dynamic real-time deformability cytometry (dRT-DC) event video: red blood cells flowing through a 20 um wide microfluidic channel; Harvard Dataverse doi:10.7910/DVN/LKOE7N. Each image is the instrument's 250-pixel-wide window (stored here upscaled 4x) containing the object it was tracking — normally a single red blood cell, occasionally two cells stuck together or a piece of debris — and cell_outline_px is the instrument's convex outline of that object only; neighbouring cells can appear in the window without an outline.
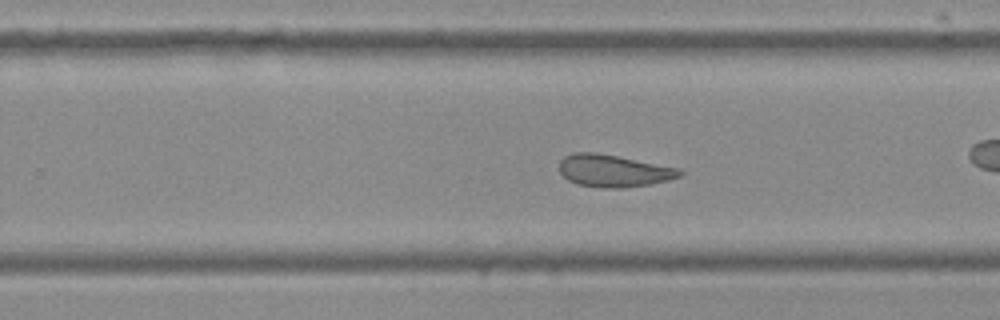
{"species": "Egyptian fruit bat (a non-hibernating species)", "species_latin": "Rousettus aegyptiacus", "temperature_condition": "cold", "stored_images_in_passage": 53, "camera_frame_rate_fps": 3000, "um_per_image_px": 0.085, "frame": {"image": 1, "passage_image": 31, "time_ms": 10.0, "image_size_px": [1000, 320], "cell_outline_px": [[684, 172], [680, 176], [668, 180], [652, 184], [620, 188], [608, 188], [576, 184], [568, 180], [560, 172], [560, 160], [564, 156], [572, 152], [596, 152], [680, 168]], "centroid_in_image_um": [52.15, 14.51], "position_along_channel_um": 277.6, "area_um2": 22.66}, "authors_computed_cell_mechanics": {"area_um2": 25.0274, "velocity_mm_per_s": 3.5962, "shape_relaxation_time_tau1_ms": null, "shape_relaxation_time_tau2_ms": 1.795, "deformation_change_tau1": null, "deformation_change_tau2": 0.0936}}